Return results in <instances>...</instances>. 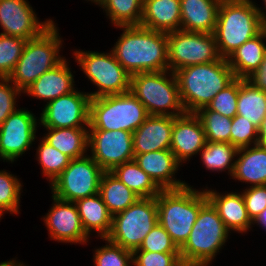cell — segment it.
<instances>
[{"label":"cell","mask_w":266,"mask_h":266,"mask_svg":"<svg viewBox=\"0 0 266 266\" xmlns=\"http://www.w3.org/2000/svg\"><path fill=\"white\" fill-rule=\"evenodd\" d=\"M119 28L123 33L111 51L131 76L142 72L169 70L167 33L141 25Z\"/></svg>","instance_id":"1"},{"label":"cell","mask_w":266,"mask_h":266,"mask_svg":"<svg viewBox=\"0 0 266 266\" xmlns=\"http://www.w3.org/2000/svg\"><path fill=\"white\" fill-rule=\"evenodd\" d=\"M174 74L186 113H196L207 107L215 95L236 78L228 60L224 58L181 68Z\"/></svg>","instance_id":"2"},{"label":"cell","mask_w":266,"mask_h":266,"mask_svg":"<svg viewBox=\"0 0 266 266\" xmlns=\"http://www.w3.org/2000/svg\"><path fill=\"white\" fill-rule=\"evenodd\" d=\"M207 202L205 191L191 185L162 190L156 196L158 223L179 249L188 240L199 211Z\"/></svg>","instance_id":"3"},{"label":"cell","mask_w":266,"mask_h":266,"mask_svg":"<svg viewBox=\"0 0 266 266\" xmlns=\"http://www.w3.org/2000/svg\"><path fill=\"white\" fill-rule=\"evenodd\" d=\"M255 4L252 0L221 1L213 34L222 58L265 28Z\"/></svg>","instance_id":"4"},{"label":"cell","mask_w":266,"mask_h":266,"mask_svg":"<svg viewBox=\"0 0 266 266\" xmlns=\"http://www.w3.org/2000/svg\"><path fill=\"white\" fill-rule=\"evenodd\" d=\"M58 32L53 21L40 35L26 41L22 55L8 77L22 93L44 72L65 60L59 55L62 39Z\"/></svg>","instance_id":"5"},{"label":"cell","mask_w":266,"mask_h":266,"mask_svg":"<svg viewBox=\"0 0 266 266\" xmlns=\"http://www.w3.org/2000/svg\"><path fill=\"white\" fill-rule=\"evenodd\" d=\"M229 230L208 201L199 211L188 240L180 248L185 266H208L225 245Z\"/></svg>","instance_id":"6"},{"label":"cell","mask_w":266,"mask_h":266,"mask_svg":"<svg viewBox=\"0 0 266 266\" xmlns=\"http://www.w3.org/2000/svg\"><path fill=\"white\" fill-rule=\"evenodd\" d=\"M148 117L146 108L131 91L90 99L89 130L133 133Z\"/></svg>","instance_id":"7"},{"label":"cell","mask_w":266,"mask_h":266,"mask_svg":"<svg viewBox=\"0 0 266 266\" xmlns=\"http://www.w3.org/2000/svg\"><path fill=\"white\" fill-rule=\"evenodd\" d=\"M130 91L144 105L149 115L178 117L186 113L172 71L132 75Z\"/></svg>","instance_id":"8"},{"label":"cell","mask_w":266,"mask_h":266,"mask_svg":"<svg viewBox=\"0 0 266 266\" xmlns=\"http://www.w3.org/2000/svg\"><path fill=\"white\" fill-rule=\"evenodd\" d=\"M158 223L156 197L139 198L126 210L113 215L110 242L134 251Z\"/></svg>","instance_id":"9"},{"label":"cell","mask_w":266,"mask_h":266,"mask_svg":"<svg viewBox=\"0 0 266 266\" xmlns=\"http://www.w3.org/2000/svg\"><path fill=\"white\" fill-rule=\"evenodd\" d=\"M75 62L98 89L88 93L90 98L122 94L130 91L131 75L116 60L112 51H74Z\"/></svg>","instance_id":"10"},{"label":"cell","mask_w":266,"mask_h":266,"mask_svg":"<svg viewBox=\"0 0 266 266\" xmlns=\"http://www.w3.org/2000/svg\"><path fill=\"white\" fill-rule=\"evenodd\" d=\"M169 71L188 66L215 62L219 54L213 33L176 30L167 33Z\"/></svg>","instance_id":"11"},{"label":"cell","mask_w":266,"mask_h":266,"mask_svg":"<svg viewBox=\"0 0 266 266\" xmlns=\"http://www.w3.org/2000/svg\"><path fill=\"white\" fill-rule=\"evenodd\" d=\"M105 171L90 155L72 159L50 188L56 198L76 202L99 193L100 181Z\"/></svg>","instance_id":"12"},{"label":"cell","mask_w":266,"mask_h":266,"mask_svg":"<svg viewBox=\"0 0 266 266\" xmlns=\"http://www.w3.org/2000/svg\"><path fill=\"white\" fill-rule=\"evenodd\" d=\"M90 148V149H89ZM88 150L104 171L134 159L133 133L124 130H89Z\"/></svg>","instance_id":"13"},{"label":"cell","mask_w":266,"mask_h":266,"mask_svg":"<svg viewBox=\"0 0 266 266\" xmlns=\"http://www.w3.org/2000/svg\"><path fill=\"white\" fill-rule=\"evenodd\" d=\"M35 115L23 108L11 113L0 125V159L14 162L36 139L37 119Z\"/></svg>","instance_id":"14"},{"label":"cell","mask_w":266,"mask_h":266,"mask_svg":"<svg viewBox=\"0 0 266 266\" xmlns=\"http://www.w3.org/2000/svg\"><path fill=\"white\" fill-rule=\"evenodd\" d=\"M90 96L78 90L45 104L38 121L44 128L89 127Z\"/></svg>","instance_id":"15"},{"label":"cell","mask_w":266,"mask_h":266,"mask_svg":"<svg viewBox=\"0 0 266 266\" xmlns=\"http://www.w3.org/2000/svg\"><path fill=\"white\" fill-rule=\"evenodd\" d=\"M27 0H0V34L32 39L47 29L53 20L39 21Z\"/></svg>","instance_id":"16"},{"label":"cell","mask_w":266,"mask_h":266,"mask_svg":"<svg viewBox=\"0 0 266 266\" xmlns=\"http://www.w3.org/2000/svg\"><path fill=\"white\" fill-rule=\"evenodd\" d=\"M53 206L43 217L50 238L63 243L88 242L89 235L84 231L74 202L63 201L52 195Z\"/></svg>","instance_id":"17"},{"label":"cell","mask_w":266,"mask_h":266,"mask_svg":"<svg viewBox=\"0 0 266 266\" xmlns=\"http://www.w3.org/2000/svg\"><path fill=\"white\" fill-rule=\"evenodd\" d=\"M206 143L202 123L195 113H185L174 119L170 150L181 165L200 153Z\"/></svg>","instance_id":"18"},{"label":"cell","mask_w":266,"mask_h":266,"mask_svg":"<svg viewBox=\"0 0 266 266\" xmlns=\"http://www.w3.org/2000/svg\"><path fill=\"white\" fill-rule=\"evenodd\" d=\"M134 160L162 190L180 189L188 185L174 177L181 165L170 149L134 154Z\"/></svg>","instance_id":"19"},{"label":"cell","mask_w":266,"mask_h":266,"mask_svg":"<svg viewBox=\"0 0 266 266\" xmlns=\"http://www.w3.org/2000/svg\"><path fill=\"white\" fill-rule=\"evenodd\" d=\"M175 118L173 116L149 115L133 132L134 154L170 149Z\"/></svg>","instance_id":"20"},{"label":"cell","mask_w":266,"mask_h":266,"mask_svg":"<svg viewBox=\"0 0 266 266\" xmlns=\"http://www.w3.org/2000/svg\"><path fill=\"white\" fill-rule=\"evenodd\" d=\"M208 201L217 210L218 215L229 231L247 233L253 222L247 214L242 193L231 192L220 194L216 190H205Z\"/></svg>","instance_id":"21"},{"label":"cell","mask_w":266,"mask_h":266,"mask_svg":"<svg viewBox=\"0 0 266 266\" xmlns=\"http://www.w3.org/2000/svg\"><path fill=\"white\" fill-rule=\"evenodd\" d=\"M66 59L57 67L44 72L23 93L44 101H51L75 90L74 75Z\"/></svg>","instance_id":"22"},{"label":"cell","mask_w":266,"mask_h":266,"mask_svg":"<svg viewBox=\"0 0 266 266\" xmlns=\"http://www.w3.org/2000/svg\"><path fill=\"white\" fill-rule=\"evenodd\" d=\"M222 0H180L181 30L214 33Z\"/></svg>","instance_id":"23"},{"label":"cell","mask_w":266,"mask_h":266,"mask_svg":"<svg viewBox=\"0 0 266 266\" xmlns=\"http://www.w3.org/2000/svg\"><path fill=\"white\" fill-rule=\"evenodd\" d=\"M140 25L165 33L180 30V0H143Z\"/></svg>","instance_id":"24"},{"label":"cell","mask_w":266,"mask_h":266,"mask_svg":"<svg viewBox=\"0 0 266 266\" xmlns=\"http://www.w3.org/2000/svg\"><path fill=\"white\" fill-rule=\"evenodd\" d=\"M239 155V157H238ZM233 179L252 186L266 185V148L258 144L238 149Z\"/></svg>","instance_id":"25"},{"label":"cell","mask_w":266,"mask_h":266,"mask_svg":"<svg viewBox=\"0 0 266 266\" xmlns=\"http://www.w3.org/2000/svg\"><path fill=\"white\" fill-rule=\"evenodd\" d=\"M84 231L90 236L92 230L106 238L112 228L113 215L109 212L99 193L74 202Z\"/></svg>","instance_id":"26"},{"label":"cell","mask_w":266,"mask_h":266,"mask_svg":"<svg viewBox=\"0 0 266 266\" xmlns=\"http://www.w3.org/2000/svg\"><path fill=\"white\" fill-rule=\"evenodd\" d=\"M265 38L266 28L243 43L227 58L236 78L245 79L259 67L266 52V45L263 41Z\"/></svg>","instance_id":"27"},{"label":"cell","mask_w":266,"mask_h":266,"mask_svg":"<svg viewBox=\"0 0 266 266\" xmlns=\"http://www.w3.org/2000/svg\"><path fill=\"white\" fill-rule=\"evenodd\" d=\"M43 139L71 159L85 156L88 150L89 127L46 128Z\"/></svg>","instance_id":"28"},{"label":"cell","mask_w":266,"mask_h":266,"mask_svg":"<svg viewBox=\"0 0 266 266\" xmlns=\"http://www.w3.org/2000/svg\"><path fill=\"white\" fill-rule=\"evenodd\" d=\"M99 194L112 215L126 210L140 198L110 171L102 175Z\"/></svg>","instance_id":"29"},{"label":"cell","mask_w":266,"mask_h":266,"mask_svg":"<svg viewBox=\"0 0 266 266\" xmlns=\"http://www.w3.org/2000/svg\"><path fill=\"white\" fill-rule=\"evenodd\" d=\"M110 172L140 198L156 197L162 191L134 159L117 165Z\"/></svg>","instance_id":"30"},{"label":"cell","mask_w":266,"mask_h":266,"mask_svg":"<svg viewBox=\"0 0 266 266\" xmlns=\"http://www.w3.org/2000/svg\"><path fill=\"white\" fill-rule=\"evenodd\" d=\"M237 115L243 116L257 128L266 116V92L240 78Z\"/></svg>","instance_id":"31"},{"label":"cell","mask_w":266,"mask_h":266,"mask_svg":"<svg viewBox=\"0 0 266 266\" xmlns=\"http://www.w3.org/2000/svg\"><path fill=\"white\" fill-rule=\"evenodd\" d=\"M93 3L105 10L116 28L140 25L143 0H94Z\"/></svg>","instance_id":"32"},{"label":"cell","mask_w":266,"mask_h":266,"mask_svg":"<svg viewBox=\"0 0 266 266\" xmlns=\"http://www.w3.org/2000/svg\"><path fill=\"white\" fill-rule=\"evenodd\" d=\"M201 161L207 170L225 171L232 176L238 148L225 142H207L200 150ZM234 158V159H233Z\"/></svg>","instance_id":"33"},{"label":"cell","mask_w":266,"mask_h":266,"mask_svg":"<svg viewBox=\"0 0 266 266\" xmlns=\"http://www.w3.org/2000/svg\"><path fill=\"white\" fill-rule=\"evenodd\" d=\"M36 158L42 170V174L49 179L50 185L63 172L72 160L53 146H51L43 138L38 145Z\"/></svg>","instance_id":"34"},{"label":"cell","mask_w":266,"mask_h":266,"mask_svg":"<svg viewBox=\"0 0 266 266\" xmlns=\"http://www.w3.org/2000/svg\"><path fill=\"white\" fill-rule=\"evenodd\" d=\"M195 114L202 123L207 142L230 143L232 118L213 110H198Z\"/></svg>","instance_id":"35"},{"label":"cell","mask_w":266,"mask_h":266,"mask_svg":"<svg viewBox=\"0 0 266 266\" xmlns=\"http://www.w3.org/2000/svg\"><path fill=\"white\" fill-rule=\"evenodd\" d=\"M22 184L20 179L6 170H0V218L5 212L18 214ZM4 212V213H3Z\"/></svg>","instance_id":"36"},{"label":"cell","mask_w":266,"mask_h":266,"mask_svg":"<svg viewBox=\"0 0 266 266\" xmlns=\"http://www.w3.org/2000/svg\"><path fill=\"white\" fill-rule=\"evenodd\" d=\"M27 40L0 34V78H8L22 55Z\"/></svg>","instance_id":"37"},{"label":"cell","mask_w":266,"mask_h":266,"mask_svg":"<svg viewBox=\"0 0 266 266\" xmlns=\"http://www.w3.org/2000/svg\"><path fill=\"white\" fill-rule=\"evenodd\" d=\"M240 87V78H235L229 85L222 89L207 107L200 110H213L221 115L233 118L237 115V100Z\"/></svg>","instance_id":"38"},{"label":"cell","mask_w":266,"mask_h":266,"mask_svg":"<svg viewBox=\"0 0 266 266\" xmlns=\"http://www.w3.org/2000/svg\"><path fill=\"white\" fill-rule=\"evenodd\" d=\"M105 246L95 249L94 264L95 266H131L132 263V251L116 245L106 238Z\"/></svg>","instance_id":"39"},{"label":"cell","mask_w":266,"mask_h":266,"mask_svg":"<svg viewBox=\"0 0 266 266\" xmlns=\"http://www.w3.org/2000/svg\"><path fill=\"white\" fill-rule=\"evenodd\" d=\"M258 143V128L245 117L236 115L232 118L230 144L238 149Z\"/></svg>","instance_id":"40"},{"label":"cell","mask_w":266,"mask_h":266,"mask_svg":"<svg viewBox=\"0 0 266 266\" xmlns=\"http://www.w3.org/2000/svg\"><path fill=\"white\" fill-rule=\"evenodd\" d=\"M136 250L148 252H180V249L171 239L166 230L157 223L145 236L140 247Z\"/></svg>","instance_id":"41"},{"label":"cell","mask_w":266,"mask_h":266,"mask_svg":"<svg viewBox=\"0 0 266 266\" xmlns=\"http://www.w3.org/2000/svg\"><path fill=\"white\" fill-rule=\"evenodd\" d=\"M132 264L134 266H185L181 260L180 252H148L132 251Z\"/></svg>","instance_id":"42"},{"label":"cell","mask_w":266,"mask_h":266,"mask_svg":"<svg viewBox=\"0 0 266 266\" xmlns=\"http://www.w3.org/2000/svg\"><path fill=\"white\" fill-rule=\"evenodd\" d=\"M21 92L8 78H0V125L17 110L16 99Z\"/></svg>","instance_id":"43"},{"label":"cell","mask_w":266,"mask_h":266,"mask_svg":"<svg viewBox=\"0 0 266 266\" xmlns=\"http://www.w3.org/2000/svg\"><path fill=\"white\" fill-rule=\"evenodd\" d=\"M241 193L247 209V214L253 222L266 208V185L249 186V188L247 187Z\"/></svg>","instance_id":"44"},{"label":"cell","mask_w":266,"mask_h":266,"mask_svg":"<svg viewBox=\"0 0 266 266\" xmlns=\"http://www.w3.org/2000/svg\"><path fill=\"white\" fill-rule=\"evenodd\" d=\"M252 86L266 92V52L259 67L245 78Z\"/></svg>","instance_id":"45"},{"label":"cell","mask_w":266,"mask_h":266,"mask_svg":"<svg viewBox=\"0 0 266 266\" xmlns=\"http://www.w3.org/2000/svg\"><path fill=\"white\" fill-rule=\"evenodd\" d=\"M259 146L266 148V116L258 128V143Z\"/></svg>","instance_id":"46"},{"label":"cell","mask_w":266,"mask_h":266,"mask_svg":"<svg viewBox=\"0 0 266 266\" xmlns=\"http://www.w3.org/2000/svg\"><path fill=\"white\" fill-rule=\"evenodd\" d=\"M257 224L266 231V208L260 213V215L253 221V225Z\"/></svg>","instance_id":"47"},{"label":"cell","mask_w":266,"mask_h":266,"mask_svg":"<svg viewBox=\"0 0 266 266\" xmlns=\"http://www.w3.org/2000/svg\"><path fill=\"white\" fill-rule=\"evenodd\" d=\"M0 266H26L23 264V262H18L15 259L9 260V261H3L0 263Z\"/></svg>","instance_id":"48"},{"label":"cell","mask_w":266,"mask_h":266,"mask_svg":"<svg viewBox=\"0 0 266 266\" xmlns=\"http://www.w3.org/2000/svg\"><path fill=\"white\" fill-rule=\"evenodd\" d=\"M263 1H264V4H265V9H266V0H263ZM256 8H257V10H258V12H259V15H260V18H261L262 24H263V26L266 28V12H264L263 9L261 10V8H259V7H257V6H256Z\"/></svg>","instance_id":"49"}]
</instances>
